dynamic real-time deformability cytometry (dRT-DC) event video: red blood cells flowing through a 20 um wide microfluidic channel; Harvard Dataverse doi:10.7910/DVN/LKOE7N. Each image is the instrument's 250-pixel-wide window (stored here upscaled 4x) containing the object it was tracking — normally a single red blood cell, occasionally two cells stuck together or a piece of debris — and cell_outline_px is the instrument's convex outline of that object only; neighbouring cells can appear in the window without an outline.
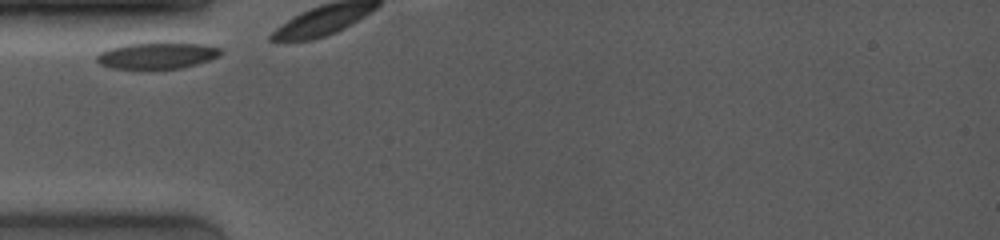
{"species": "common noctule bat (a hibernating species)", "species_latin": "Nyctalus noctula", "temperature_condition": "room temperature", "stored_images_in_passage": 4, "camera_frame_rate_fps": 4000, "um_per_image_px": 0.085, "animal": {"sex": "female", "body_mass_g": 19.0, "forearm_length_mm": 53.3}, "frame": {"image": 1, "passage_image": 1, "time_ms": 0.0, "image_size_px": [1000, 240], "cell_outline_px": [[220, 56], [196, 64], [180, 68], [148, 72], [140, 72], [112, 68], [100, 64], [96, 60], [96, 56], [100, 52], [108, 48], [128, 44], [204, 44], [220, 48]], "centroid_in_image_um": [13.26, 4.8], "position_along_channel_um": 71.7, "area_um2": 19.48}}